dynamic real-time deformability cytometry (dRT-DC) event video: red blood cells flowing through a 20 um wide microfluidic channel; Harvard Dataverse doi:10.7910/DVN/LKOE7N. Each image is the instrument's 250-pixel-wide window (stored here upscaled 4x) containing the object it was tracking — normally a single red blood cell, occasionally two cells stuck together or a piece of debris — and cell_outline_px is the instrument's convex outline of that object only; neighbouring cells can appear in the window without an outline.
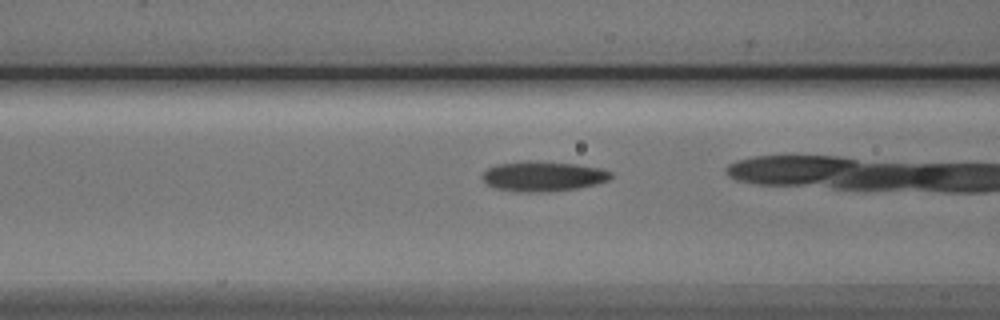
{"species": "Egyptian fruit bat (a non-hibernating species)", "species_latin": "Rousettus aegyptiacus", "temperature_condition": "cold", "stored_images_in_passage": 38, "camera_frame_rate_fps": 3000, "um_per_image_px": 0.085, "animal": {"sex": "male"}, "frame": {"image": 1, "passage_image": 18, "time_ms": 5.667, "image_size_px": [1000, 320], "cell_outline_px": [[612, 176], [608, 180], [596, 184], [576, 188], [548, 192], [516, 192], [496, 188], [488, 184], [484, 180], [484, 172], [488, 168], [496, 164], [528, 160], [576, 164], [600, 168], [612, 172]], "centroid_in_image_um": [46.17, 14.98], "position_along_channel_um": 120.4, "area_um2": 22.43}}
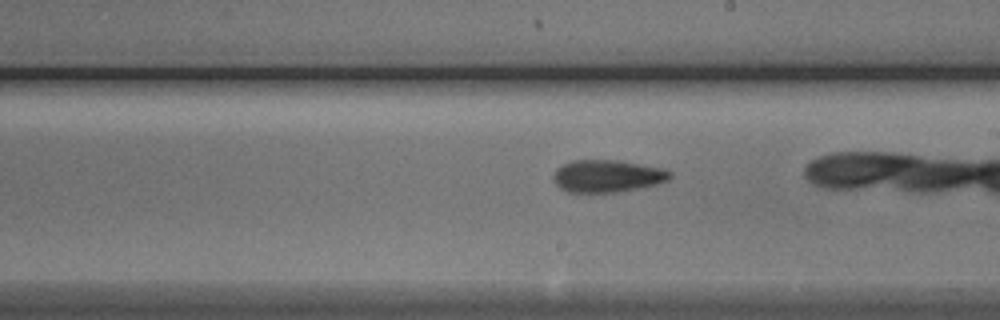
{"frame": {"image": 2, "passage_image": 27, "time_ms": 8.667, "image_size_px": [1000, 320], "cell_outline_px": [[672, 176], [668, 180], [644, 188], [620, 192], [568, 192], [560, 188], [556, 184], [552, 176], [556, 168], [572, 160], [620, 160], [660, 168], [672, 172]], "centroid_in_image_um": [51.62, 14.97], "position_along_channel_um": 237.4, "area_um2": 22.14}}
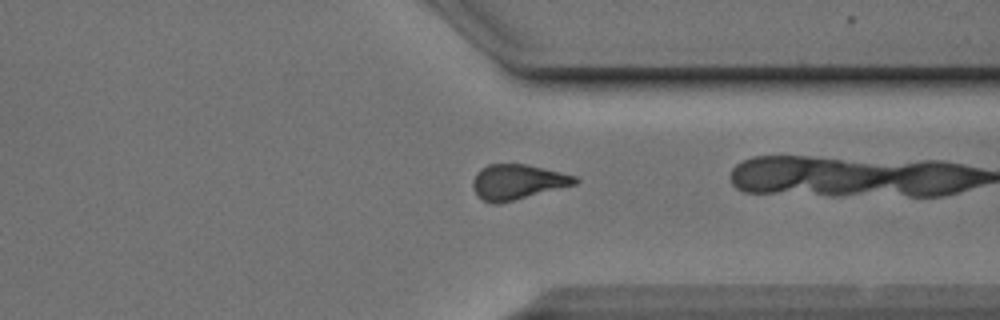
{"frame": {"image": 3, "passage_image": 37, "time_ms": 12.0, "image_size_px": [1000, 320], "cell_outline_px": [[580, 180], [576, 184], [500, 204], [492, 204], [484, 200], [472, 188], [472, 180], [476, 172], [480, 168], [488, 164], [524, 164], [560, 172], [576, 176]], "centroid_in_image_um": [43.96, 15.46], "position_along_channel_um": 367.4, "area_um2": 20.87}}